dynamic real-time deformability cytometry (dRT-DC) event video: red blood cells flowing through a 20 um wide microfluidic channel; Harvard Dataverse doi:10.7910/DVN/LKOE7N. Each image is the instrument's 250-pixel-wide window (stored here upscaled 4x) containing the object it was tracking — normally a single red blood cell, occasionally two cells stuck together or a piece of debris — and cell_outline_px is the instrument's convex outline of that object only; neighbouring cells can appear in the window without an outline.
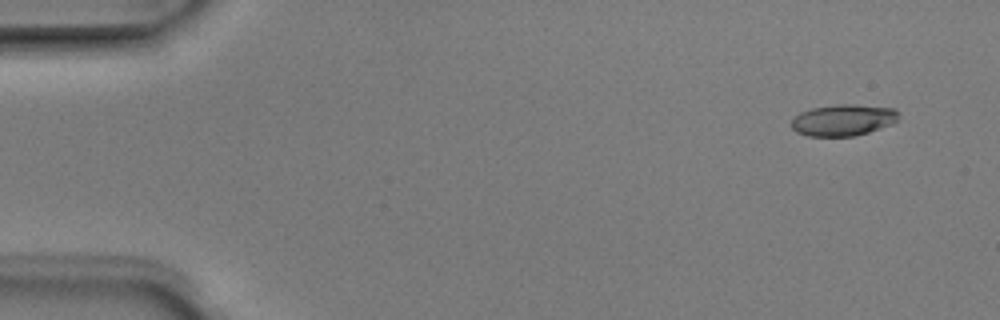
{"species": "Egyptian fruit bat (a non-hibernating species)", "species_latin": "Rousettus aegyptiacus", "temperature_condition": "room temperature", "stored_images_in_passage": 4, "camera_frame_rate_fps": 3000, "um_per_image_px": 0.085, "animal": {"sex": "male"}, "frame": {"image": 1, "passage_image": 1, "time_ms": 0.0, "image_size_px": [1000, 320], "cell_outline_px": [[896, 120], [892, 124], [868, 132], [852, 136], [808, 136], [796, 132], [792, 128], [792, 120], [800, 112], [812, 108], [836, 104], [852, 104], [896, 108]], "centroid_in_image_um": [71.64, 10.2], "position_along_channel_um": 13.4, "area_um2": 19.48}}
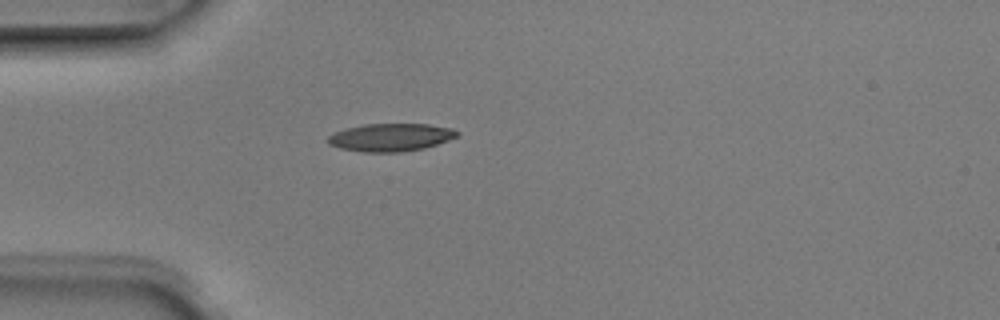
{"frame": {"image": 2, "passage_image": 4, "time_ms": 1.0, "image_size_px": [1000, 320], "cell_outline_px": [[460, 136], [424, 148], [400, 152], [364, 152], [340, 148], [328, 144], [328, 136], [332, 132], [344, 128], [364, 124], [428, 124], [452, 128], [460, 132]], "centroid_in_image_um": [33.2, 11.66], "position_along_channel_um": 51.8, "area_um2": 21.1}}